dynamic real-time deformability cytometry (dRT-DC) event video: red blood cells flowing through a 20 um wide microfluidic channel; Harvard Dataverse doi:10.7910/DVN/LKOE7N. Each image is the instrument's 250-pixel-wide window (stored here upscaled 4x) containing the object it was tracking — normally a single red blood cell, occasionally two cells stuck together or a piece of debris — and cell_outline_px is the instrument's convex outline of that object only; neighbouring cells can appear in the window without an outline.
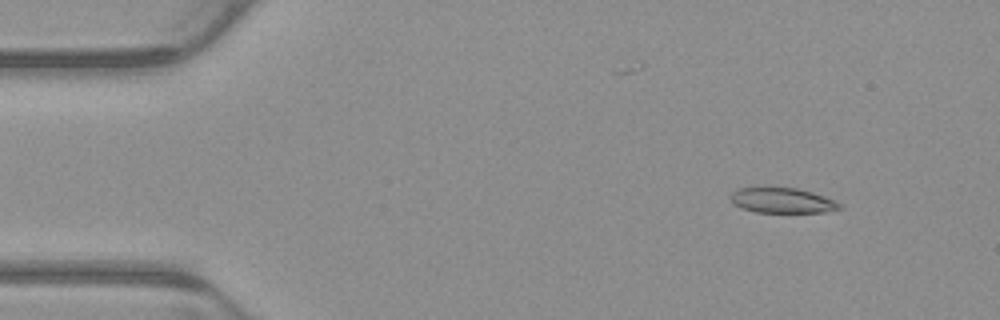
{"species": "common noctule bat (a hibernating species)", "species_latin": "Nyctalus noctula", "temperature_condition": "warm", "stored_images_in_passage": 7, "camera_frame_rate_fps": 3000, "um_per_image_px": 0.085, "animal": {"sex": "male", "body_mass_g": 23.1, "forearm_length_mm": 52.7}, "frame": {"image": 1, "passage_image": 2, "time_ms": 0.333, "image_size_px": [1000, 320], "cell_outline_px": [[844, 204], [840, 208], [828, 212], [756, 212], [740, 208], [732, 200], [732, 192], [740, 188], [796, 188], [812, 192], [824, 196]], "centroid_in_image_um": [66.55, 17.05], "position_along_channel_um": 18.4, "area_um2": 15.78}}
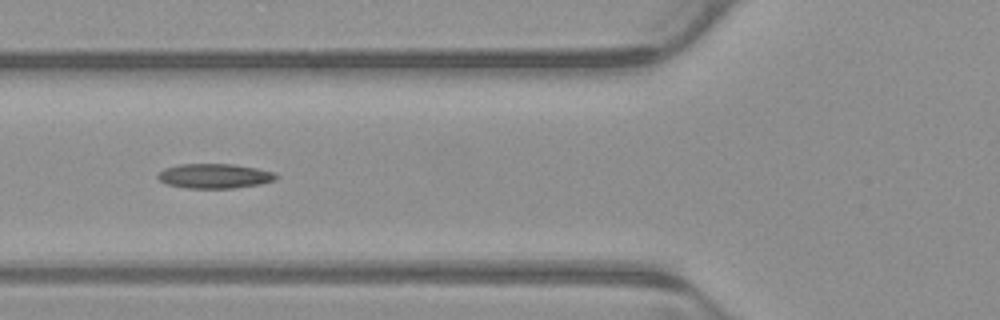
{"frame": {"image": 2, "passage_image": 6, "time_ms": 1.667, "image_size_px": [1000, 320], "cell_outline_px": [[276, 180], [260, 184], [232, 188], [188, 188], [164, 184], [156, 176], [164, 168], [180, 164], [232, 164], [256, 168], [272, 172], [276, 176]], "centroid_in_image_um": [18.19, 14.96], "position_along_channel_um": 107.6, "area_um2": 16.88}}
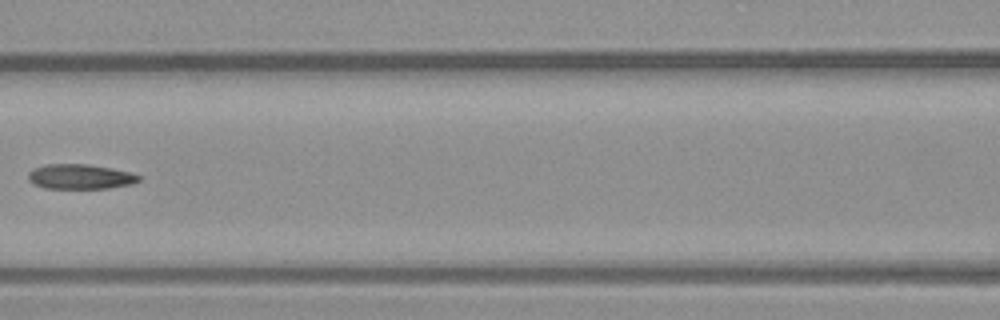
{"frame": {"image": 3, "passage_image": 7, "time_ms": 2.0, "image_size_px": [1000, 320], "cell_outline_px": [[140, 180], [132, 184], [108, 188], [44, 188], [32, 184], [28, 180], [28, 172], [44, 164], [88, 164], [112, 168], [132, 172], [140, 176]], "centroid_in_image_um": [6.81, 15.01], "position_along_channel_um": 159.8, "area_um2": 16.13}}